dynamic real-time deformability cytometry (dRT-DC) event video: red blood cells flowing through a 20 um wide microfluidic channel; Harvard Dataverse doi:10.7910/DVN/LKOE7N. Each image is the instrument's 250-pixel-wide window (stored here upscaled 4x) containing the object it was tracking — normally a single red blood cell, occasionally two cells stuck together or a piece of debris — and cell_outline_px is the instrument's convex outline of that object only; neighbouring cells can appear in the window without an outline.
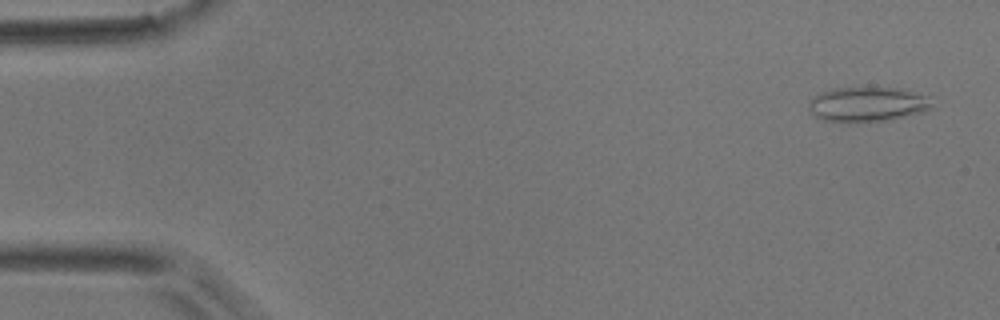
{"species": "common noctule bat (a hibernating species)", "species_latin": "Nyctalus noctula", "temperature_condition": "room temperature", "stored_images_in_passage": 54, "camera_frame_rate_fps": 3000, "um_per_image_px": 0.085, "animal": {"sex": "male", "body_mass_g": 17.9}, "frame": {"image": 1, "passage_image": 3, "time_ms": 0.667, "image_size_px": [1000, 320], "cell_outline_px": [[932, 108], [924, 112], [892, 120], [848, 124], [824, 120], [812, 116], [808, 112], [808, 100], [832, 88], [900, 88], [928, 96]], "centroid_in_image_um": [73.7, 8.91], "position_along_channel_um": 11.3, "area_um2": 25.55}}
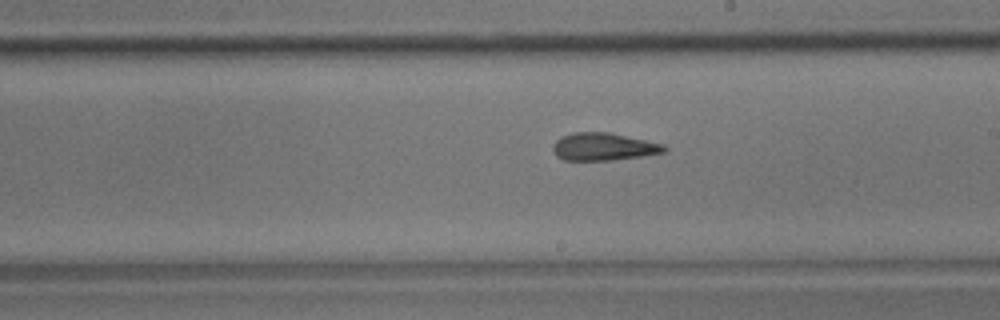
{"frame": {"image": 2, "passage_image": 31, "time_ms": 10.0, "image_size_px": [1000, 320], "cell_outline_px": [[668, 152], [644, 156], [612, 160], [564, 160], [556, 156], [552, 152], [552, 144], [560, 136], [572, 132], [608, 132], [664, 144], [668, 148]], "centroid_in_image_um": [51.29, 12.47], "position_along_channel_um": 237.7, "area_um2": 18.21}}
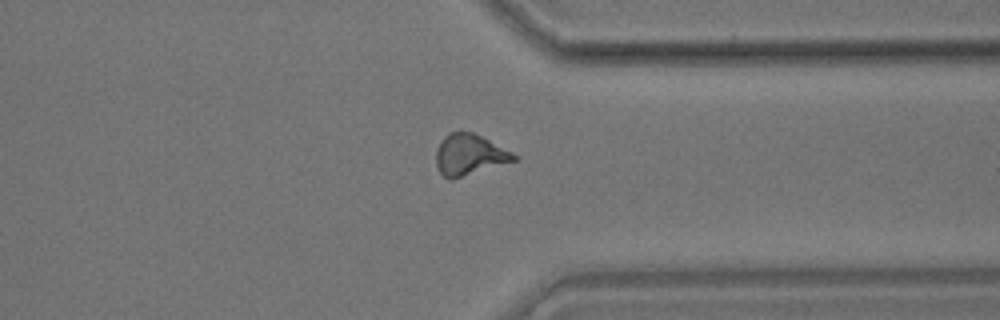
{"frame": {"image": 3, "passage_image": 42, "time_ms": 13.667, "image_size_px": [1000, 320], "cell_outline_px": [[520, 156], [516, 160], [452, 180], [448, 180], [440, 172], [436, 164], [436, 148], [444, 136], [448, 132], [472, 132]], "centroid_in_image_um": [39.87, 13.16], "position_along_channel_um": 371.5, "area_um2": 18.5}, "authors_computed_cell_mechanics": {"area_um2": 18.3804, "velocity_mm_per_s": 3.7048, "shape_relaxation_time_tau1_ms": null, "shape_relaxation_time_tau2_ms": 1.965, "deformation_change_tau1": null, "deformation_change_tau2": 0.1109}}